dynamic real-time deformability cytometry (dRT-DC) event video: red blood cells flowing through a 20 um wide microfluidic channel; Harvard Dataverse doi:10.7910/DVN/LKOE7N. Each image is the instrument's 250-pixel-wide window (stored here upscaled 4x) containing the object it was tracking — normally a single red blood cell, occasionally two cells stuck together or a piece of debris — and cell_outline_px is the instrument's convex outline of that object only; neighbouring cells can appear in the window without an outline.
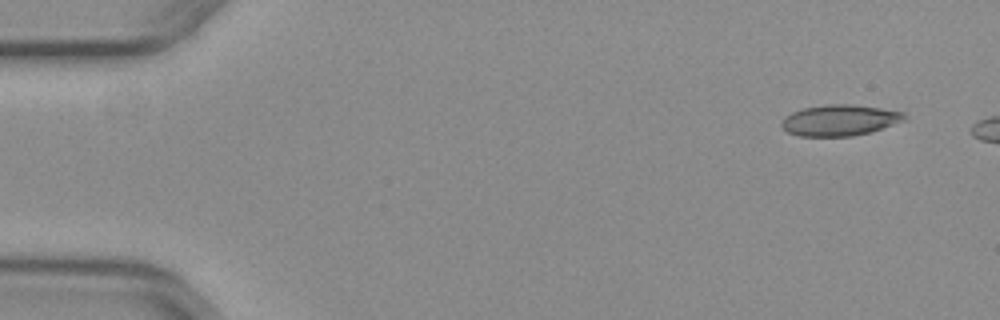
{"species": "common noctule bat (a hibernating species)", "species_latin": "Nyctalus noctula", "temperature_condition": "warm", "stored_images_in_passage": 6, "camera_frame_rate_fps": 3000, "um_per_image_px": 0.085, "animal": {"sex": "female", "body_mass_g": 29.2, "forearm_length_mm": 56.3}, "frame": {"image": 1, "passage_image": 1, "time_ms": 0.0, "image_size_px": [1000, 320], "cell_outline_px": [[908, 116], [904, 120], [868, 132], [852, 136], [800, 136], [788, 132], [780, 124], [784, 116], [792, 112], [804, 108], [828, 104], [852, 104], [880, 108], [904, 112]], "centroid_in_image_um": [71.35, 10.21], "position_along_channel_um": 13.7, "area_um2": 21.96}}